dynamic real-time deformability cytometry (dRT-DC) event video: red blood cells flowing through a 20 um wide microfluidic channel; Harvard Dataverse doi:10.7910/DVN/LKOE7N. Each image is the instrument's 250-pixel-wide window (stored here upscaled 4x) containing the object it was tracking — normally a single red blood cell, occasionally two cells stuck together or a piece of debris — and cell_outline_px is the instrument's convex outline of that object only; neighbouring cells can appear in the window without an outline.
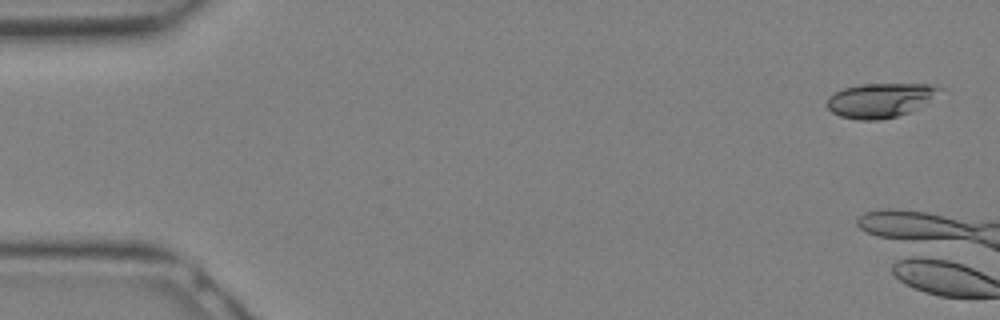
{"species": "Egyptian fruit bat (a non-hibernating species)", "species_latin": "Rousettus aegyptiacus", "temperature_condition": "warm", "stored_images_in_passage": 5, "camera_frame_rate_fps": 3000, "um_per_image_px": 0.085, "animal": {"sex": "female"}, "frame": {"image": 1, "passage_image": 1, "time_ms": 0.0, "image_size_px": [1000, 320], "cell_outline_px": [[948, 88], [908, 112], [896, 116], [880, 120], [860, 120], [840, 116], [832, 112], [824, 104], [828, 96], [844, 88], [860, 84], [928, 84]], "centroid_in_image_um": [74.79, 8.51], "position_along_channel_um": 10.2, "area_um2": 22.48}}